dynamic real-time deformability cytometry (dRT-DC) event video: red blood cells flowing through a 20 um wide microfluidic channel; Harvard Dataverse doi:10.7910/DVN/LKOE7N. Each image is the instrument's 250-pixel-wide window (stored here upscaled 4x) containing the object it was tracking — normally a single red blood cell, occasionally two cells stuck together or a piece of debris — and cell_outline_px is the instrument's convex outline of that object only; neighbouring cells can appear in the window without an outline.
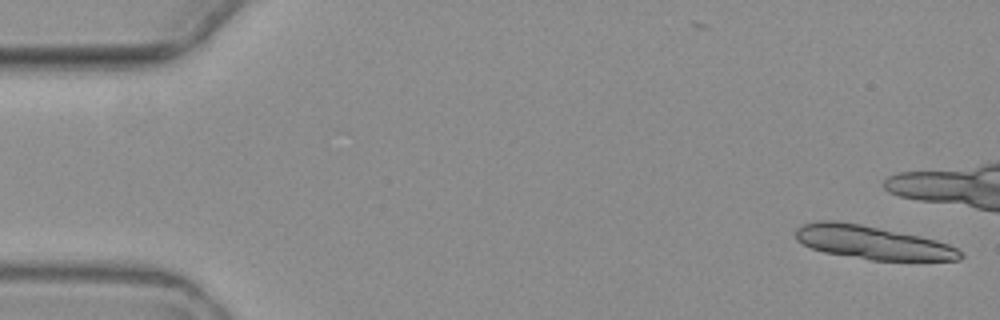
{"species": "common noctule bat (a hibernating species)", "species_latin": "Nyctalus noctula", "temperature_condition": "warm", "stored_images_in_passage": 5, "camera_frame_rate_fps": 3000, "um_per_image_px": 0.085, "animal": {"sex": "female", "body_mass_g": 19.3, "forearm_length_mm": 54.1}, "frame": {"image": 1, "passage_image": 1, "time_ms": 0.0, "image_size_px": [1000, 320], "cell_outline_px": [[964, 256], [960, 260], [872, 260], [824, 252], [812, 248], [796, 240], [796, 228], [804, 224], [820, 220], [836, 220], [860, 224], [916, 236], [948, 244], [956, 248]], "centroid_in_image_um": [74.11, 20.61], "position_along_channel_um": 10.9, "area_um2": 31.44}}